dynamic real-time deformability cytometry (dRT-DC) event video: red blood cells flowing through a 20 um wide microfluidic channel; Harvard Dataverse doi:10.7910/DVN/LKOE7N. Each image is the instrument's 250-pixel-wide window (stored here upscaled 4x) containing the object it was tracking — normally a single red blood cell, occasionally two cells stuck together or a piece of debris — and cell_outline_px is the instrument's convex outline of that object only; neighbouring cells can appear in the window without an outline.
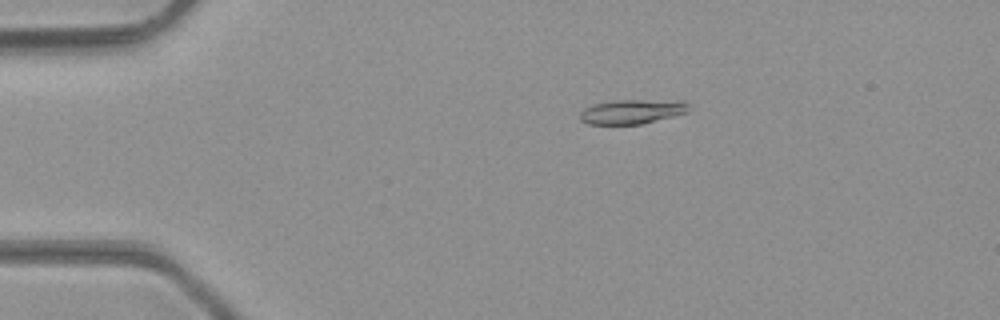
{"species": "common noctule bat (a hibernating species)", "species_latin": "Nyctalus noctula", "temperature_condition": "room temperature", "stored_images_in_passage": 48, "camera_frame_rate_fps": 3000, "um_per_image_px": 0.085, "animal": {"sex": "male", "body_mass_g": 23.1, "forearm_length_mm": 52.7}, "frame": {"image": 1, "passage_image": 10, "time_ms": 3.0, "image_size_px": [1000, 320], "cell_outline_px": [[688, 112], [640, 124], [588, 124], [580, 120], [580, 112], [584, 108], [596, 104], [616, 100], [640, 100], [688, 104]], "centroid_in_image_um": [53.59, 9.52], "position_along_channel_um": 31.4, "area_um2": 14.74}}
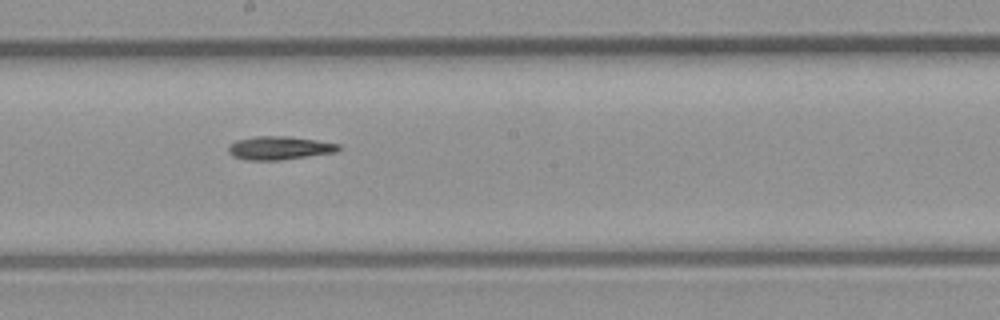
{"frame": {"image": 2, "passage_image": 27, "time_ms": 8.667, "image_size_px": [1000, 320], "cell_outline_px": [[344, 148], [336, 152], [280, 160], [248, 160], [232, 156], [228, 152], [228, 148], [236, 140], [252, 136], [288, 136], [316, 140], [340, 144]], "centroid_in_image_um": [23.77, 12.57], "position_along_channel_um": 224.4, "area_um2": 15.09}}
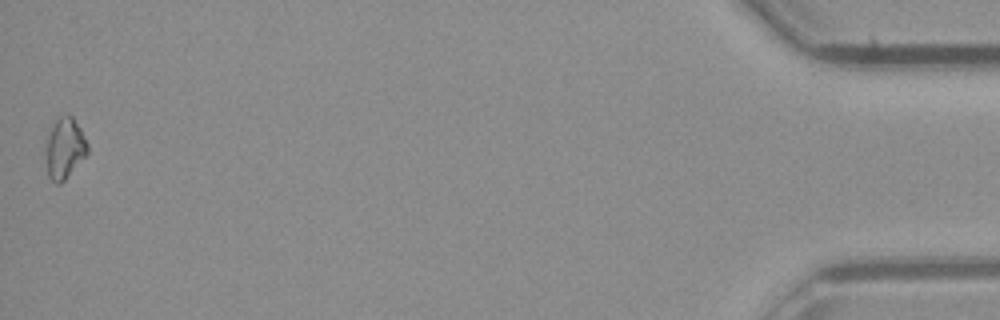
{"frame": {"image": 3, "passage_image": 48, "time_ms": 15.667, "image_size_px": [1000, 320], "cell_outline_px": [[88, 152], [64, 180], [60, 184], [56, 184], [48, 176], [44, 152], [48, 132], [56, 120], [60, 116], [72, 116], [80, 128], [88, 144]], "centroid_in_image_um": [5.46, 12.61], "position_along_channel_um": 429.7, "area_um2": 14.74}}